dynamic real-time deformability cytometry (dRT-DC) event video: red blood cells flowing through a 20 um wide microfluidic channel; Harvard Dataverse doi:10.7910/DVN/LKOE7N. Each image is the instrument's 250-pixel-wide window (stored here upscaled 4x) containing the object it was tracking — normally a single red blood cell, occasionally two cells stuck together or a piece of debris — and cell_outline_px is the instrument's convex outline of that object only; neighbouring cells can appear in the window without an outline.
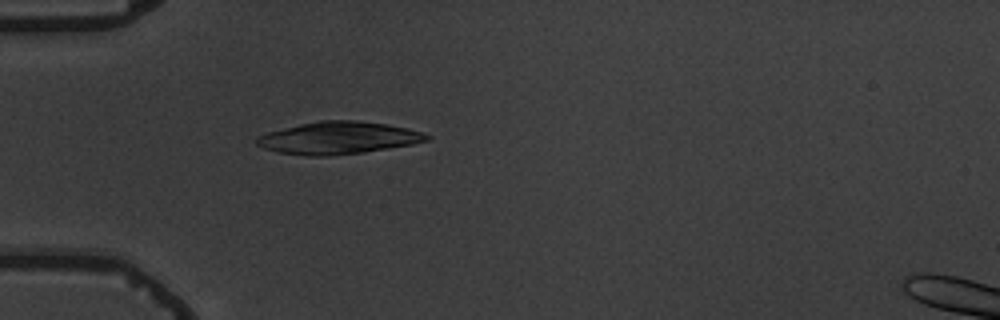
{"species": "common noctule bat (a hibernating species)", "species_latin": "Nyctalus noctula", "temperature_condition": "warm", "stored_images_in_passage": 5, "camera_frame_rate_fps": 3000, "um_per_image_px": 0.085, "animal": {"sex": "male", "body_mass_g": 19.5, "forearm_length_mm": 54.6}, "frame": {"image": 1, "passage_image": 4, "time_ms": 3.333, "image_size_px": [1000, 320], "cell_outline_px": [[432, 136], [428, 140], [412, 144], [364, 152], [328, 156], [304, 156], [280, 152], [264, 148], [256, 144], [256, 140], [260, 136], [268, 132], [300, 124], [320, 120], [356, 120], [388, 124], [408, 128], [424, 132]], "centroid_in_image_um": [28.8, 11.72], "position_along_channel_um": 56.2, "area_um2": 31.96}}